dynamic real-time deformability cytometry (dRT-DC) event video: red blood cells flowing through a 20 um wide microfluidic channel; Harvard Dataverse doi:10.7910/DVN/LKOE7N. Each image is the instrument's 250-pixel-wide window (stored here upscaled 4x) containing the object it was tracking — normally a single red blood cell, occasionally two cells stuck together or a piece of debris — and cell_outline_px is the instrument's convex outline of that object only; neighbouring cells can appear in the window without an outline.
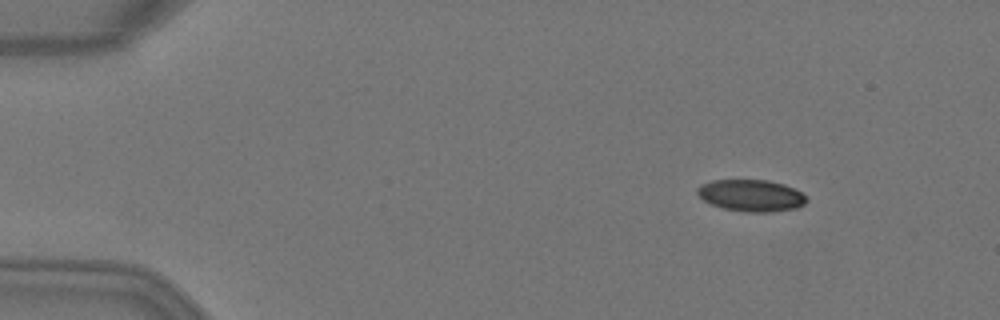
{"species": "Egyptian fruit bat (a non-hibernating species)", "species_latin": "Rousettus aegyptiacus", "temperature_condition": "warm", "stored_images_in_passage": 6, "camera_frame_rate_fps": 3000, "um_per_image_px": 0.085, "animal": {"sex": "female"}, "frame": {"image": 1, "passage_image": 2, "time_ms": 0.333, "image_size_px": [1000, 320], "cell_outline_px": [[808, 200], [804, 204], [796, 208], [772, 212], [744, 212], [724, 208], [712, 204], [704, 200], [696, 192], [696, 188], [700, 184], [712, 180], [768, 180], [784, 184], [800, 192]], "centroid_in_image_um": [63.83, 16.61], "position_along_channel_um": 21.2, "area_um2": 20.17}}